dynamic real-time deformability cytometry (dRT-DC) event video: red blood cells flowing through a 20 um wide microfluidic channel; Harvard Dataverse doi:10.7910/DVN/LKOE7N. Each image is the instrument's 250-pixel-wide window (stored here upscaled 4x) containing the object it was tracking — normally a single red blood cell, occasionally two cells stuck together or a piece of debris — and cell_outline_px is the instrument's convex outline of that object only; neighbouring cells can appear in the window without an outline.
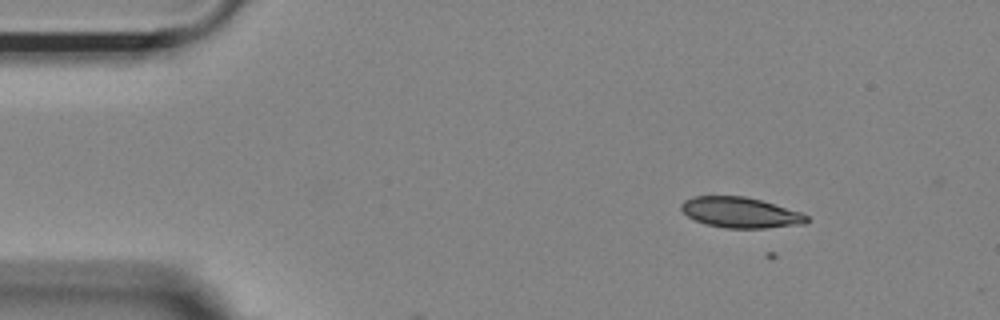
{"species": "Egyptian fruit bat (a non-hibernating species)", "species_latin": "Rousettus aegyptiacus", "temperature_condition": "room temperature", "stored_images_in_passage": 4, "camera_frame_rate_fps": 3000, "um_per_image_px": 0.085, "animal": {"sex": "female"}, "frame": {"image": 1, "passage_image": 1, "time_ms": 0.0, "image_size_px": [1000, 320], "cell_outline_px": [[808, 220], [804, 224], [764, 228], [724, 228], [708, 224], [696, 220], [688, 216], [680, 208], [680, 204], [684, 200], [692, 196], [744, 196], [760, 200], [800, 212], [808, 216]], "centroid_in_image_um": [62.91, 18.06], "position_along_channel_um": 22.1, "area_um2": 22.14}}